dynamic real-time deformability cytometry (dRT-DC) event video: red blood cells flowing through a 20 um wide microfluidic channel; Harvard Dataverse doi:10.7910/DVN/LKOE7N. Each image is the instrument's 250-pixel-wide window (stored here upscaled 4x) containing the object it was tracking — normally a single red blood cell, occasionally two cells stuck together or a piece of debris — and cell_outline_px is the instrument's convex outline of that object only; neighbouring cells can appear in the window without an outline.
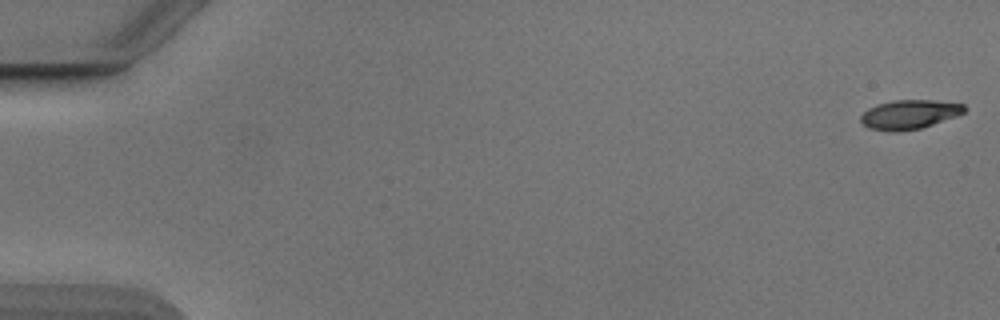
{"species": "Egyptian fruit bat (a non-hibernating species)", "species_latin": "Rousettus aegyptiacus", "temperature_condition": "cold", "stored_images_in_passage": 52, "camera_frame_rate_fps": 3000, "um_per_image_px": 0.085, "animal": {"sex": "male"}, "frame": {"image": 1, "passage_image": 1, "time_ms": 0.0, "image_size_px": [1000, 320], "cell_outline_px": [[968, 108], [964, 112], [956, 116], [920, 128], [900, 132], [892, 132], [868, 128], [860, 120], [860, 116], [868, 108], [880, 104], [896, 100], [932, 100], [964, 104]], "centroid_in_image_um": [77.3, 9.73], "position_along_channel_um": 7.7, "area_um2": 17.51}}
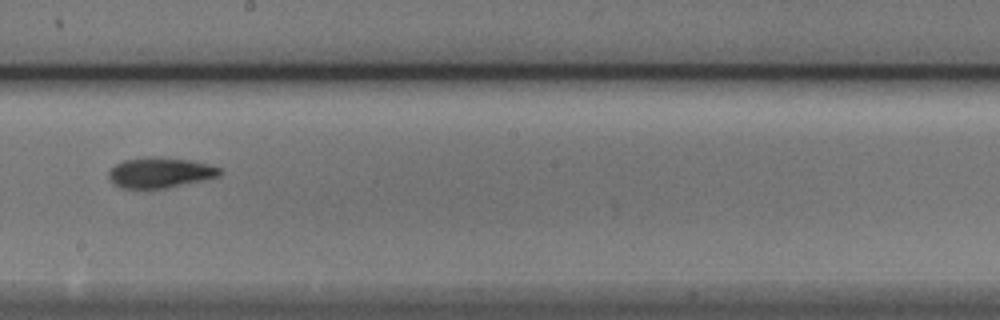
{"frame": {"image": 2, "passage_image": 31, "time_ms": 10.0, "image_size_px": [1000, 320], "cell_outline_px": [[224, 172], [220, 176], [152, 192], [120, 188], [112, 184], [108, 176], [108, 172], [116, 164], [124, 160], [152, 156], [192, 160], [208, 164], [220, 168]], "centroid_in_image_um": [13.58, 14.73], "position_along_channel_um": 234.6, "area_um2": 20.58}}
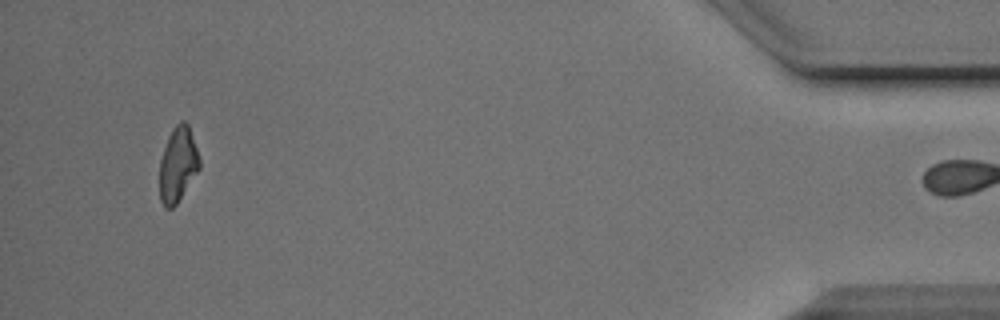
{"frame": {"image": 3, "passage_image": 51, "time_ms": 16.667, "image_size_px": [1000, 320], "cell_outline_px": [[200, 168], [176, 204], [172, 208], [164, 208], [160, 200], [160, 160], [168, 136], [172, 128], [180, 120], [184, 120], [188, 124], [200, 160]], "centroid_in_image_um": [15.11, 13.97], "position_along_channel_um": 420.1, "area_um2": 17.28}, "authors_computed_cell_mechanics": {"area_um2": 18.3804, "velocity_mm_per_s": 3.8789, "shape_relaxation_time_tau1_ms": 2.7688, "shape_relaxation_time_tau2_ms": null, "deformation_change_tau1": 0.1324, "deformation_change_tau2": null}}